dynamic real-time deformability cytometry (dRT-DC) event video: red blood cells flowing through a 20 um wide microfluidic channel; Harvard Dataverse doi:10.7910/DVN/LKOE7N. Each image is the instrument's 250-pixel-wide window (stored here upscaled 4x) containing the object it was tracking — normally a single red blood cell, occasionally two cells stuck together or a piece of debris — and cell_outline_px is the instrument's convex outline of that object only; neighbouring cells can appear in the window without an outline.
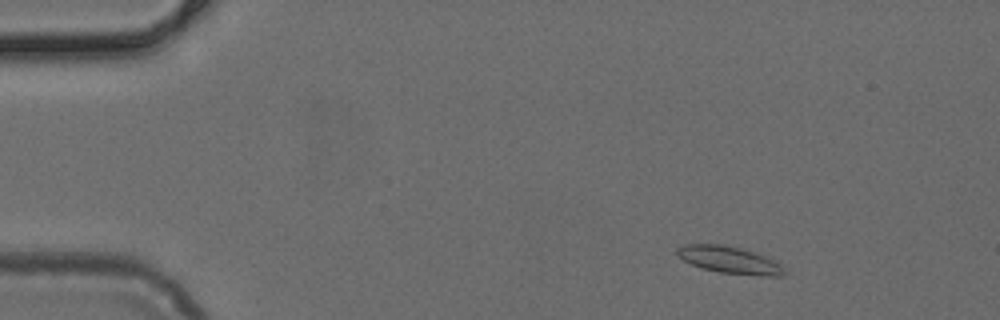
{"species": "common noctule bat (a hibernating species)", "species_latin": "Nyctalus noctula", "temperature_condition": "cold", "stored_images_in_passage": 48, "camera_frame_rate_fps": 3000, "um_per_image_px": 0.085, "animal": {"sex": "female", "body_mass_g": 24.6, "forearm_length_mm": 56.2}, "frame": {"image": 1, "passage_image": 5, "time_ms": 1.333, "image_size_px": [1000, 320], "cell_outline_px": [[788, 272], [780, 276], [764, 276], [720, 272], [700, 268], [676, 256], [676, 248], [684, 244], [724, 244], [740, 248], [764, 256], [780, 264]], "centroid_in_image_um": [61.97, 22.09], "position_along_channel_um": 23.0, "area_um2": 16.88}}
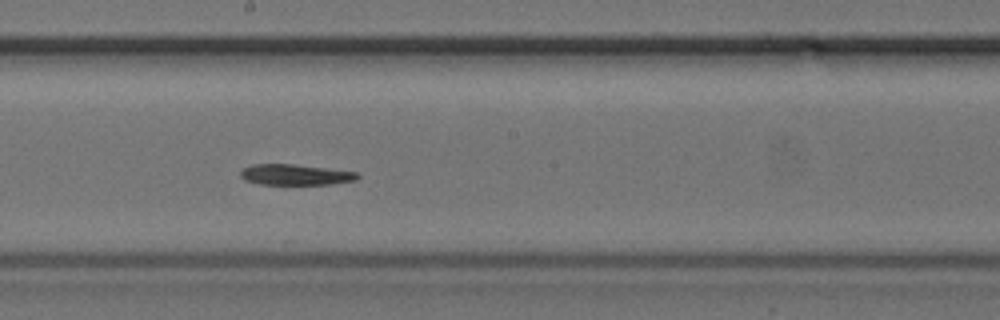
{"frame": {"image": 2, "passage_image": 26, "time_ms": 8.333, "image_size_px": [1000, 320], "cell_outline_px": [[360, 176], [356, 180], [332, 184], [260, 184], [244, 180], [240, 176], [240, 172], [244, 168], [252, 164], [292, 164], [356, 172]], "centroid_in_image_um": [25.08, 14.85], "position_along_channel_um": 223.1, "area_um2": 13.99}}
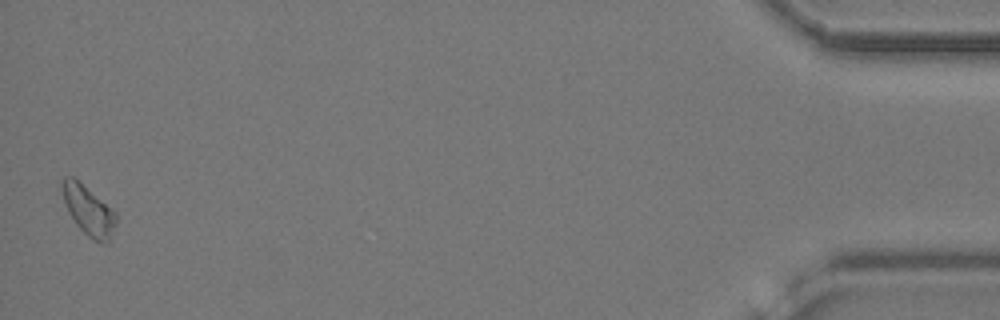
{"frame": {"image": 3, "passage_image": 48, "time_ms": 15.667, "image_size_px": [1000, 320], "cell_outline_px": [[116, 220], [108, 244], [100, 244], [92, 240], [76, 224], [68, 212], [60, 188], [60, 180], [64, 176], [72, 176], [116, 212]], "centroid_in_image_um": [7.49, 17.89], "position_along_channel_um": 427.7, "area_um2": 15.49}}